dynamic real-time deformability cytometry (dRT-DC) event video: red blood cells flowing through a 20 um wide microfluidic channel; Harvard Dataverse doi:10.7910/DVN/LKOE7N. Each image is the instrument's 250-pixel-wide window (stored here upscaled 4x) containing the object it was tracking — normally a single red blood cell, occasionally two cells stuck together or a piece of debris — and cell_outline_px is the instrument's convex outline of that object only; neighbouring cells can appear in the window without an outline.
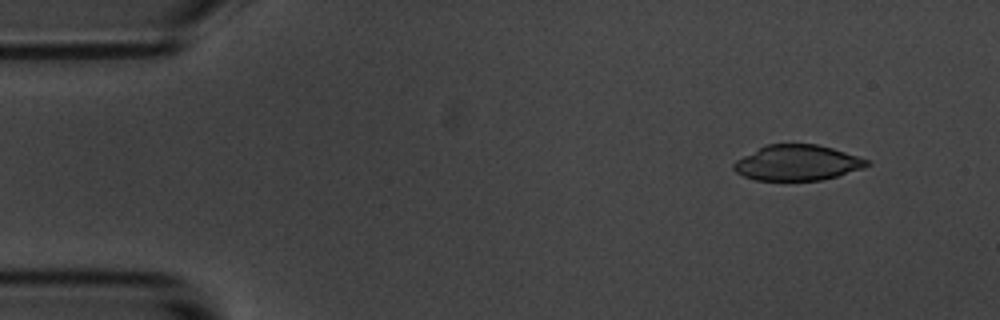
{"species": "common noctule bat (a hibernating species)", "species_latin": "Nyctalus noctula", "temperature_condition": "room temperature", "stored_images_in_passage": 5, "camera_frame_rate_fps": 3000, "um_per_image_px": 0.085, "animal": {"sex": "male", "body_mass_g": 20.1, "forearm_length_mm": 53.5}, "frame": {"image": 1, "passage_image": 2, "time_ms": 1.333, "image_size_px": [1000, 320], "cell_outline_px": [[872, 164], [864, 168], [836, 176], [820, 180], [756, 180], [744, 176], [736, 172], [732, 168], [732, 164], [736, 160], [768, 144], [816, 144], [832, 148], [868, 160]], "centroid_in_image_um": [67.77, 13.84], "position_along_channel_um": 17.2, "area_um2": 27.22}}